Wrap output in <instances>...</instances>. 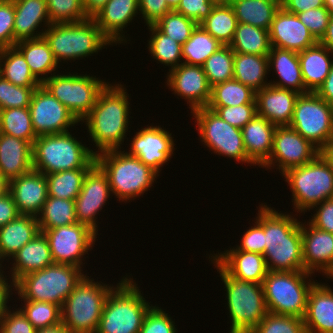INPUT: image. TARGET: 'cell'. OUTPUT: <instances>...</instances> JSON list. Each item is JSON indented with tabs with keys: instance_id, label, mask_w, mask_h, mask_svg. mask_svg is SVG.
<instances>
[{
	"instance_id": "cell-1",
	"label": "cell",
	"mask_w": 333,
	"mask_h": 333,
	"mask_svg": "<svg viewBox=\"0 0 333 333\" xmlns=\"http://www.w3.org/2000/svg\"><path fill=\"white\" fill-rule=\"evenodd\" d=\"M260 210V211H259ZM257 222L264 229V258L269 271H305L301 222L262 204Z\"/></svg>"
},
{
	"instance_id": "cell-2",
	"label": "cell",
	"mask_w": 333,
	"mask_h": 333,
	"mask_svg": "<svg viewBox=\"0 0 333 333\" xmlns=\"http://www.w3.org/2000/svg\"><path fill=\"white\" fill-rule=\"evenodd\" d=\"M124 87L108 84L99 93L96 103L86 120L88 133L98 150L119 149L128 130L129 102ZM123 141V142H122Z\"/></svg>"
},
{
	"instance_id": "cell-3",
	"label": "cell",
	"mask_w": 333,
	"mask_h": 333,
	"mask_svg": "<svg viewBox=\"0 0 333 333\" xmlns=\"http://www.w3.org/2000/svg\"><path fill=\"white\" fill-rule=\"evenodd\" d=\"M132 280V281H131ZM133 279L123 277L106 298L95 333H139L152 307Z\"/></svg>"
},
{
	"instance_id": "cell-4",
	"label": "cell",
	"mask_w": 333,
	"mask_h": 333,
	"mask_svg": "<svg viewBox=\"0 0 333 333\" xmlns=\"http://www.w3.org/2000/svg\"><path fill=\"white\" fill-rule=\"evenodd\" d=\"M33 169L45 175L65 170L92 168L96 152L70 132L40 135L33 143Z\"/></svg>"
},
{
	"instance_id": "cell-5",
	"label": "cell",
	"mask_w": 333,
	"mask_h": 333,
	"mask_svg": "<svg viewBox=\"0 0 333 333\" xmlns=\"http://www.w3.org/2000/svg\"><path fill=\"white\" fill-rule=\"evenodd\" d=\"M95 162L106 174L111 192L122 201L144 194L159 176L136 156L118 149L96 153Z\"/></svg>"
},
{
	"instance_id": "cell-6",
	"label": "cell",
	"mask_w": 333,
	"mask_h": 333,
	"mask_svg": "<svg viewBox=\"0 0 333 333\" xmlns=\"http://www.w3.org/2000/svg\"><path fill=\"white\" fill-rule=\"evenodd\" d=\"M81 268L53 263L25 274L13 285L23 300L50 302L60 307L84 277Z\"/></svg>"
},
{
	"instance_id": "cell-7",
	"label": "cell",
	"mask_w": 333,
	"mask_h": 333,
	"mask_svg": "<svg viewBox=\"0 0 333 333\" xmlns=\"http://www.w3.org/2000/svg\"><path fill=\"white\" fill-rule=\"evenodd\" d=\"M43 31L57 63L61 60H76L98 52L112 41L102 32L97 23L85 21L51 24Z\"/></svg>"
},
{
	"instance_id": "cell-8",
	"label": "cell",
	"mask_w": 333,
	"mask_h": 333,
	"mask_svg": "<svg viewBox=\"0 0 333 333\" xmlns=\"http://www.w3.org/2000/svg\"><path fill=\"white\" fill-rule=\"evenodd\" d=\"M89 279L87 274L61 306L62 324L71 333H95L103 307L113 286Z\"/></svg>"
},
{
	"instance_id": "cell-9",
	"label": "cell",
	"mask_w": 333,
	"mask_h": 333,
	"mask_svg": "<svg viewBox=\"0 0 333 333\" xmlns=\"http://www.w3.org/2000/svg\"><path fill=\"white\" fill-rule=\"evenodd\" d=\"M213 262L227 291L230 333H250L268 313L262 284L238 280Z\"/></svg>"
},
{
	"instance_id": "cell-10",
	"label": "cell",
	"mask_w": 333,
	"mask_h": 333,
	"mask_svg": "<svg viewBox=\"0 0 333 333\" xmlns=\"http://www.w3.org/2000/svg\"><path fill=\"white\" fill-rule=\"evenodd\" d=\"M311 274L307 271H268L262 283L268 312L303 319L309 291L315 284L306 281Z\"/></svg>"
},
{
	"instance_id": "cell-11",
	"label": "cell",
	"mask_w": 333,
	"mask_h": 333,
	"mask_svg": "<svg viewBox=\"0 0 333 333\" xmlns=\"http://www.w3.org/2000/svg\"><path fill=\"white\" fill-rule=\"evenodd\" d=\"M282 176L292 190L297 212L310 211L324 200L333 198V168L320 153L309 163L291 168Z\"/></svg>"
},
{
	"instance_id": "cell-12",
	"label": "cell",
	"mask_w": 333,
	"mask_h": 333,
	"mask_svg": "<svg viewBox=\"0 0 333 333\" xmlns=\"http://www.w3.org/2000/svg\"><path fill=\"white\" fill-rule=\"evenodd\" d=\"M41 85L57 98L80 122L90 113L106 82L89 75H55L45 77Z\"/></svg>"
},
{
	"instance_id": "cell-13",
	"label": "cell",
	"mask_w": 333,
	"mask_h": 333,
	"mask_svg": "<svg viewBox=\"0 0 333 333\" xmlns=\"http://www.w3.org/2000/svg\"><path fill=\"white\" fill-rule=\"evenodd\" d=\"M289 126L320 150L333 137V106L316 92L299 94Z\"/></svg>"
},
{
	"instance_id": "cell-14",
	"label": "cell",
	"mask_w": 333,
	"mask_h": 333,
	"mask_svg": "<svg viewBox=\"0 0 333 333\" xmlns=\"http://www.w3.org/2000/svg\"><path fill=\"white\" fill-rule=\"evenodd\" d=\"M191 113L196 118L200 139L210 150L238 162L254 164L247 157L241 129L230 125L208 107L195 109Z\"/></svg>"
},
{
	"instance_id": "cell-15",
	"label": "cell",
	"mask_w": 333,
	"mask_h": 333,
	"mask_svg": "<svg viewBox=\"0 0 333 333\" xmlns=\"http://www.w3.org/2000/svg\"><path fill=\"white\" fill-rule=\"evenodd\" d=\"M54 263L69 264L81 268L82 259L96 241V233L78 222L43 231ZM91 247V248H90Z\"/></svg>"
},
{
	"instance_id": "cell-16",
	"label": "cell",
	"mask_w": 333,
	"mask_h": 333,
	"mask_svg": "<svg viewBox=\"0 0 333 333\" xmlns=\"http://www.w3.org/2000/svg\"><path fill=\"white\" fill-rule=\"evenodd\" d=\"M319 153L320 150L295 129L276 126L271 155L262 167L268 168L278 162L277 166L284 174L291 168L309 163Z\"/></svg>"
},
{
	"instance_id": "cell-17",
	"label": "cell",
	"mask_w": 333,
	"mask_h": 333,
	"mask_svg": "<svg viewBox=\"0 0 333 333\" xmlns=\"http://www.w3.org/2000/svg\"><path fill=\"white\" fill-rule=\"evenodd\" d=\"M29 110L37 136L68 132L79 121L57 98L42 85L33 92Z\"/></svg>"
},
{
	"instance_id": "cell-18",
	"label": "cell",
	"mask_w": 333,
	"mask_h": 333,
	"mask_svg": "<svg viewBox=\"0 0 333 333\" xmlns=\"http://www.w3.org/2000/svg\"><path fill=\"white\" fill-rule=\"evenodd\" d=\"M110 185L106 174L95 164L86 174L80 193L75 199V215L79 224L86 225L95 233L96 217L110 195ZM97 213V214H96Z\"/></svg>"
},
{
	"instance_id": "cell-19",
	"label": "cell",
	"mask_w": 333,
	"mask_h": 333,
	"mask_svg": "<svg viewBox=\"0 0 333 333\" xmlns=\"http://www.w3.org/2000/svg\"><path fill=\"white\" fill-rule=\"evenodd\" d=\"M129 155L136 156L142 163L159 173L160 167L173 154L174 142L171 134L159 126H147L136 132L131 142Z\"/></svg>"
},
{
	"instance_id": "cell-20",
	"label": "cell",
	"mask_w": 333,
	"mask_h": 333,
	"mask_svg": "<svg viewBox=\"0 0 333 333\" xmlns=\"http://www.w3.org/2000/svg\"><path fill=\"white\" fill-rule=\"evenodd\" d=\"M167 85L175 94L185 97L191 112L207 107L211 98V89L202 66L181 63L175 69L169 70Z\"/></svg>"
},
{
	"instance_id": "cell-21",
	"label": "cell",
	"mask_w": 333,
	"mask_h": 333,
	"mask_svg": "<svg viewBox=\"0 0 333 333\" xmlns=\"http://www.w3.org/2000/svg\"><path fill=\"white\" fill-rule=\"evenodd\" d=\"M271 47L300 52L315 45L318 41L302 24L297 14H292L282 7L276 12L269 29Z\"/></svg>"
},
{
	"instance_id": "cell-22",
	"label": "cell",
	"mask_w": 333,
	"mask_h": 333,
	"mask_svg": "<svg viewBox=\"0 0 333 333\" xmlns=\"http://www.w3.org/2000/svg\"><path fill=\"white\" fill-rule=\"evenodd\" d=\"M307 225L309 229L301 223L304 270L309 273L319 270L333 279V233Z\"/></svg>"
},
{
	"instance_id": "cell-23",
	"label": "cell",
	"mask_w": 333,
	"mask_h": 333,
	"mask_svg": "<svg viewBox=\"0 0 333 333\" xmlns=\"http://www.w3.org/2000/svg\"><path fill=\"white\" fill-rule=\"evenodd\" d=\"M9 192L20 214L37 217L48 198L46 175L33 169L10 180Z\"/></svg>"
},
{
	"instance_id": "cell-24",
	"label": "cell",
	"mask_w": 333,
	"mask_h": 333,
	"mask_svg": "<svg viewBox=\"0 0 333 333\" xmlns=\"http://www.w3.org/2000/svg\"><path fill=\"white\" fill-rule=\"evenodd\" d=\"M299 93L268 85L256 92L257 115L275 126H289Z\"/></svg>"
},
{
	"instance_id": "cell-25",
	"label": "cell",
	"mask_w": 333,
	"mask_h": 333,
	"mask_svg": "<svg viewBox=\"0 0 333 333\" xmlns=\"http://www.w3.org/2000/svg\"><path fill=\"white\" fill-rule=\"evenodd\" d=\"M213 260L230 276L241 281L262 284L269 271L262 254L245 252L235 248L219 255H214Z\"/></svg>"
},
{
	"instance_id": "cell-26",
	"label": "cell",
	"mask_w": 333,
	"mask_h": 333,
	"mask_svg": "<svg viewBox=\"0 0 333 333\" xmlns=\"http://www.w3.org/2000/svg\"><path fill=\"white\" fill-rule=\"evenodd\" d=\"M33 145L0 133V174L8 181L33 170Z\"/></svg>"
},
{
	"instance_id": "cell-27",
	"label": "cell",
	"mask_w": 333,
	"mask_h": 333,
	"mask_svg": "<svg viewBox=\"0 0 333 333\" xmlns=\"http://www.w3.org/2000/svg\"><path fill=\"white\" fill-rule=\"evenodd\" d=\"M306 333H333V290L315 283L310 289L304 316Z\"/></svg>"
},
{
	"instance_id": "cell-28",
	"label": "cell",
	"mask_w": 333,
	"mask_h": 333,
	"mask_svg": "<svg viewBox=\"0 0 333 333\" xmlns=\"http://www.w3.org/2000/svg\"><path fill=\"white\" fill-rule=\"evenodd\" d=\"M138 10L139 0H109L92 19L112 43H121L125 37L120 32H123Z\"/></svg>"
},
{
	"instance_id": "cell-29",
	"label": "cell",
	"mask_w": 333,
	"mask_h": 333,
	"mask_svg": "<svg viewBox=\"0 0 333 333\" xmlns=\"http://www.w3.org/2000/svg\"><path fill=\"white\" fill-rule=\"evenodd\" d=\"M276 126L255 115L241 130L247 157L262 166L270 157Z\"/></svg>"
},
{
	"instance_id": "cell-30",
	"label": "cell",
	"mask_w": 333,
	"mask_h": 333,
	"mask_svg": "<svg viewBox=\"0 0 333 333\" xmlns=\"http://www.w3.org/2000/svg\"><path fill=\"white\" fill-rule=\"evenodd\" d=\"M15 7L14 18V45L20 41L43 37L35 30L46 22L51 25L47 11L46 0H13ZM45 20V21H44Z\"/></svg>"
},
{
	"instance_id": "cell-31",
	"label": "cell",
	"mask_w": 333,
	"mask_h": 333,
	"mask_svg": "<svg viewBox=\"0 0 333 333\" xmlns=\"http://www.w3.org/2000/svg\"><path fill=\"white\" fill-rule=\"evenodd\" d=\"M12 259L15 260L12 264L14 267L11 268L12 285L25 274L44 269L54 263L49 242L43 232L26 243Z\"/></svg>"
},
{
	"instance_id": "cell-32",
	"label": "cell",
	"mask_w": 333,
	"mask_h": 333,
	"mask_svg": "<svg viewBox=\"0 0 333 333\" xmlns=\"http://www.w3.org/2000/svg\"><path fill=\"white\" fill-rule=\"evenodd\" d=\"M332 53L320 42L298 52L302 79L308 92H316L328 76L333 60Z\"/></svg>"
},
{
	"instance_id": "cell-33",
	"label": "cell",
	"mask_w": 333,
	"mask_h": 333,
	"mask_svg": "<svg viewBox=\"0 0 333 333\" xmlns=\"http://www.w3.org/2000/svg\"><path fill=\"white\" fill-rule=\"evenodd\" d=\"M268 59L269 67H273L280 78V81L270 82V85L281 89H290L299 94L308 93L302 79L298 52L271 47Z\"/></svg>"
},
{
	"instance_id": "cell-34",
	"label": "cell",
	"mask_w": 333,
	"mask_h": 333,
	"mask_svg": "<svg viewBox=\"0 0 333 333\" xmlns=\"http://www.w3.org/2000/svg\"><path fill=\"white\" fill-rule=\"evenodd\" d=\"M38 233H40L38 219L32 215L20 214L2 226L0 228V260L13 257Z\"/></svg>"
},
{
	"instance_id": "cell-35",
	"label": "cell",
	"mask_w": 333,
	"mask_h": 333,
	"mask_svg": "<svg viewBox=\"0 0 333 333\" xmlns=\"http://www.w3.org/2000/svg\"><path fill=\"white\" fill-rule=\"evenodd\" d=\"M238 23L269 31L276 12L281 7V0H230Z\"/></svg>"
},
{
	"instance_id": "cell-36",
	"label": "cell",
	"mask_w": 333,
	"mask_h": 333,
	"mask_svg": "<svg viewBox=\"0 0 333 333\" xmlns=\"http://www.w3.org/2000/svg\"><path fill=\"white\" fill-rule=\"evenodd\" d=\"M268 56L256 54L234 53V74L233 79L257 92L270 83H266L264 78L268 71Z\"/></svg>"
},
{
	"instance_id": "cell-37",
	"label": "cell",
	"mask_w": 333,
	"mask_h": 333,
	"mask_svg": "<svg viewBox=\"0 0 333 333\" xmlns=\"http://www.w3.org/2000/svg\"><path fill=\"white\" fill-rule=\"evenodd\" d=\"M14 47L24 56L30 71L40 83L45 80L44 76L40 77V75L49 74L58 67V63L44 37L20 41Z\"/></svg>"
},
{
	"instance_id": "cell-38",
	"label": "cell",
	"mask_w": 333,
	"mask_h": 333,
	"mask_svg": "<svg viewBox=\"0 0 333 333\" xmlns=\"http://www.w3.org/2000/svg\"><path fill=\"white\" fill-rule=\"evenodd\" d=\"M0 75L17 86H41V83L30 71L24 56L15 47L0 50Z\"/></svg>"
},
{
	"instance_id": "cell-39",
	"label": "cell",
	"mask_w": 333,
	"mask_h": 333,
	"mask_svg": "<svg viewBox=\"0 0 333 333\" xmlns=\"http://www.w3.org/2000/svg\"><path fill=\"white\" fill-rule=\"evenodd\" d=\"M237 18L229 2H217L199 25L222 45H229L237 27Z\"/></svg>"
},
{
	"instance_id": "cell-40",
	"label": "cell",
	"mask_w": 333,
	"mask_h": 333,
	"mask_svg": "<svg viewBox=\"0 0 333 333\" xmlns=\"http://www.w3.org/2000/svg\"><path fill=\"white\" fill-rule=\"evenodd\" d=\"M229 46L234 53L268 56L271 49L269 31L250 24L238 23Z\"/></svg>"
},
{
	"instance_id": "cell-41",
	"label": "cell",
	"mask_w": 333,
	"mask_h": 333,
	"mask_svg": "<svg viewBox=\"0 0 333 333\" xmlns=\"http://www.w3.org/2000/svg\"><path fill=\"white\" fill-rule=\"evenodd\" d=\"M40 213L37 216L40 232L77 223L75 200L48 196Z\"/></svg>"
},
{
	"instance_id": "cell-42",
	"label": "cell",
	"mask_w": 333,
	"mask_h": 333,
	"mask_svg": "<svg viewBox=\"0 0 333 333\" xmlns=\"http://www.w3.org/2000/svg\"><path fill=\"white\" fill-rule=\"evenodd\" d=\"M223 45L211 36L199 24L193 30L191 37L182 45L184 64L203 66L205 61Z\"/></svg>"
},
{
	"instance_id": "cell-43",
	"label": "cell",
	"mask_w": 333,
	"mask_h": 333,
	"mask_svg": "<svg viewBox=\"0 0 333 333\" xmlns=\"http://www.w3.org/2000/svg\"><path fill=\"white\" fill-rule=\"evenodd\" d=\"M90 169L79 168L47 174L48 196L75 200Z\"/></svg>"
},
{
	"instance_id": "cell-44",
	"label": "cell",
	"mask_w": 333,
	"mask_h": 333,
	"mask_svg": "<svg viewBox=\"0 0 333 333\" xmlns=\"http://www.w3.org/2000/svg\"><path fill=\"white\" fill-rule=\"evenodd\" d=\"M256 92L231 79L216 84L211 89V98L207 106H239L243 104H256Z\"/></svg>"
},
{
	"instance_id": "cell-45",
	"label": "cell",
	"mask_w": 333,
	"mask_h": 333,
	"mask_svg": "<svg viewBox=\"0 0 333 333\" xmlns=\"http://www.w3.org/2000/svg\"><path fill=\"white\" fill-rule=\"evenodd\" d=\"M0 133L29 141L38 137L32 126L29 107L0 110Z\"/></svg>"
},
{
	"instance_id": "cell-46",
	"label": "cell",
	"mask_w": 333,
	"mask_h": 333,
	"mask_svg": "<svg viewBox=\"0 0 333 333\" xmlns=\"http://www.w3.org/2000/svg\"><path fill=\"white\" fill-rule=\"evenodd\" d=\"M211 87L233 79L234 52L229 45H223L205 61L202 66Z\"/></svg>"
},
{
	"instance_id": "cell-47",
	"label": "cell",
	"mask_w": 333,
	"mask_h": 333,
	"mask_svg": "<svg viewBox=\"0 0 333 333\" xmlns=\"http://www.w3.org/2000/svg\"><path fill=\"white\" fill-rule=\"evenodd\" d=\"M152 32L149 40V51L154 59L162 64L171 66V69L178 67L182 59V45L165 34L161 33L154 25L148 26Z\"/></svg>"
},
{
	"instance_id": "cell-48",
	"label": "cell",
	"mask_w": 333,
	"mask_h": 333,
	"mask_svg": "<svg viewBox=\"0 0 333 333\" xmlns=\"http://www.w3.org/2000/svg\"><path fill=\"white\" fill-rule=\"evenodd\" d=\"M20 308L27 320L36 328H48L59 325L61 320V307L50 302L24 300Z\"/></svg>"
},
{
	"instance_id": "cell-49",
	"label": "cell",
	"mask_w": 333,
	"mask_h": 333,
	"mask_svg": "<svg viewBox=\"0 0 333 333\" xmlns=\"http://www.w3.org/2000/svg\"><path fill=\"white\" fill-rule=\"evenodd\" d=\"M198 24L183 14L171 10L165 14L154 26L172 40L183 45Z\"/></svg>"
},
{
	"instance_id": "cell-50",
	"label": "cell",
	"mask_w": 333,
	"mask_h": 333,
	"mask_svg": "<svg viewBox=\"0 0 333 333\" xmlns=\"http://www.w3.org/2000/svg\"><path fill=\"white\" fill-rule=\"evenodd\" d=\"M51 24L76 23L88 19L82 0H46Z\"/></svg>"
},
{
	"instance_id": "cell-51",
	"label": "cell",
	"mask_w": 333,
	"mask_h": 333,
	"mask_svg": "<svg viewBox=\"0 0 333 333\" xmlns=\"http://www.w3.org/2000/svg\"><path fill=\"white\" fill-rule=\"evenodd\" d=\"M250 333H306L304 319L268 312Z\"/></svg>"
},
{
	"instance_id": "cell-52",
	"label": "cell",
	"mask_w": 333,
	"mask_h": 333,
	"mask_svg": "<svg viewBox=\"0 0 333 333\" xmlns=\"http://www.w3.org/2000/svg\"><path fill=\"white\" fill-rule=\"evenodd\" d=\"M36 88L14 85L0 75V110L29 107Z\"/></svg>"
},
{
	"instance_id": "cell-53",
	"label": "cell",
	"mask_w": 333,
	"mask_h": 333,
	"mask_svg": "<svg viewBox=\"0 0 333 333\" xmlns=\"http://www.w3.org/2000/svg\"><path fill=\"white\" fill-rule=\"evenodd\" d=\"M207 107L214 110L221 119L239 129H242L257 114L256 104Z\"/></svg>"
},
{
	"instance_id": "cell-54",
	"label": "cell",
	"mask_w": 333,
	"mask_h": 333,
	"mask_svg": "<svg viewBox=\"0 0 333 333\" xmlns=\"http://www.w3.org/2000/svg\"><path fill=\"white\" fill-rule=\"evenodd\" d=\"M297 16L319 42L325 35L332 14L325 7H320L298 13Z\"/></svg>"
},
{
	"instance_id": "cell-55",
	"label": "cell",
	"mask_w": 333,
	"mask_h": 333,
	"mask_svg": "<svg viewBox=\"0 0 333 333\" xmlns=\"http://www.w3.org/2000/svg\"><path fill=\"white\" fill-rule=\"evenodd\" d=\"M174 324L168 313L155 305L147 312L139 333H176Z\"/></svg>"
},
{
	"instance_id": "cell-56",
	"label": "cell",
	"mask_w": 333,
	"mask_h": 333,
	"mask_svg": "<svg viewBox=\"0 0 333 333\" xmlns=\"http://www.w3.org/2000/svg\"><path fill=\"white\" fill-rule=\"evenodd\" d=\"M14 18L13 0H0V50L14 47Z\"/></svg>"
},
{
	"instance_id": "cell-57",
	"label": "cell",
	"mask_w": 333,
	"mask_h": 333,
	"mask_svg": "<svg viewBox=\"0 0 333 333\" xmlns=\"http://www.w3.org/2000/svg\"><path fill=\"white\" fill-rule=\"evenodd\" d=\"M0 333H36V328L19 308L13 313L7 308L0 315Z\"/></svg>"
},
{
	"instance_id": "cell-58",
	"label": "cell",
	"mask_w": 333,
	"mask_h": 333,
	"mask_svg": "<svg viewBox=\"0 0 333 333\" xmlns=\"http://www.w3.org/2000/svg\"><path fill=\"white\" fill-rule=\"evenodd\" d=\"M216 3V0H181L175 11L200 24L208 17Z\"/></svg>"
},
{
	"instance_id": "cell-59",
	"label": "cell",
	"mask_w": 333,
	"mask_h": 333,
	"mask_svg": "<svg viewBox=\"0 0 333 333\" xmlns=\"http://www.w3.org/2000/svg\"><path fill=\"white\" fill-rule=\"evenodd\" d=\"M241 241L242 242L237 246L236 250L264 255V229L257 221L255 222L254 227H251L245 232Z\"/></svg>"
},
{
	"instance_id": "cell-60",
	"label": "cell",
	"mask_w": 333,
	"mask_h": 333,
	"mask_svg": "<svg viewBox=\"0 0 333 333\" xmlns=\"http://www.w3.org/2000/svg\"><path fill=\"white\" fill-rule=\"evenodd\" d=\"M139 11L148 26L155 25L171 11L165 0H139Z\"/></svg>"
},
{
	"instance_id": "cell-61",
	"label": "cell",
	"mask_w": 333,
	"mask_h": 333,
	"mask_svg": "<svg viewBox=\"0 0 333 333\" xmlns=\"http://www.w3.org/2000/svg\"><path fill=\"white\" fill-rule=\"evenodd\" d=\"M317 205L320 206L317 207L309 223L317 229L333 233V198L326 199Z\"/></svg>"
},
{
	"instance_id": "cell-62",
	"label": "cell",
	"mask_w": 333,
	"mask_h": 333,
	"mask_svg": "<svg viewBox=\"0 0 333 333\" xmlns=\"http://www.w3.org/2000/svg\"><path fill=\"white\" fill-rule=\"evenodd\" d=\"M20 215L10 192L0 197V228Z\"/></svg>"
},
{
	"instance_id": "cell-63",
	"label": "cell",
	"mask_w": 333,
	"mask_h": 333,
	"mask_svg": "<svg viewBox=\"0 0 333 333\" xmlns=\"http://www.w3.org/2000/svg\"><path fill=\"white\" fill-rule=\"evenodd\" d=\"M281 7L289 13L298 14L309 9L324 7V0H281Z\"/></svg>"
},
{
	"instance_id": "cell-64",
	"label": "cell",
	"mask_w": 333,
	"mask_h": 333,
	"mask_svg": "<svg viewBox=\"0 0 333 333\" xmlns=\"http://www.w3.org/2000/svg\"><path fill=\"white\" fill-rule=\"evenodd\" d=\"M316 93L333 106V65L328 76L324 80L323 84L318 88Z\"/></svg>"
},
{
	"instance_id": "cell-65",
	"label": "cell",
	"mask_w": 333,
	"mask_h": 333,
	"mask_svg": "<svg viewBox=\"0 0 333 333\" xmlns=\"http://www.w3.org/2000/svg\"><path fill=\"white\" fill-rule=\"evenodd\" d=\"M1 264H0V268H1ZM7 278H4V275L1 273V269H0V315L8 308L7 307V301L8 298L10 297V291L12 289H10V285H8L9 283H7L8 281H6Z\"/></svg>"
},
{
	"instance_id": "cell-66",
	"label": "cell",
	"mask_w": 333,
	"mask_h": 333,
	"mask_svg": "<svg viewBox=\"0 0 333 333\" xmlns=\"http://www.w3.org/2000/svg\"><path fill=\"white\" fill-rule=\"evenodd\" d=\"M109 0H82L84 12L88 18H93Z\"/></svg>"
},
{
	"instance_id": "cell-67",
	"label": "cell",
	"mask_w": 333,
	"mask_h": 333,
	"mask_svg": "<svg viewBox=\"0 0 333 333\" xmlns=\"http://www.w3.org/2000/svg\"><path fill=\"white\" fill-rule=\"evenodd\" d=\"M319 42L333 54V14L330 18L325 35Z\"/></svg>"
},
{
	"instance_id": "cell-68",
	"label": "cell",
	"mask_w": 333,
	"mask_h": 333,
	"mask_svg": "<svg viewBox=\"0 0 333 333\" xmlns=\"http://www.w3.org/2000/svg\"><path fill=\"white\" fill-rule=\"evenodd\" d=\"M320 154L333 168V137L320 149Z\"/></svg>"
},
{
	"instance_id": "cell-69",
	"label": "cell",
	"mask_w": 333,
	"mask_h": 333,
	"mask_svg": "<svg viewBox=\"0 0 333 333\" xmlns=\"http://www.w3.org/2000/svg\"><path fill=\"white\" fill-rule=\"evenodd\" d=\"M36 333H71L62 323L56 326L36 329Z\"/></svg>"
},
{
	"instance_id": "cell-70",
	"label": "cell",
	"mask_w": 333,
	"mask_h": 333,
	"mask_svg": "<svg viewBox=\"0 0 333 333\" xmlns=\"http://www.w3.org/2000/svg\"><path fill=\"white\" fill-rule=\"evenodd\" d=\"M9 192V181L0 174V197Z\"/></svg>"
},
{
	"instance_id": "cell-71",
	"label": "cell",
	"mask_w": 333,
	"mask_h": 333,
	"mask_svg": "<svg viewBox=\"0 0 333 333\" xmlns=\"http://www.w3.org/2000/svg\"><path fill=\"white\" fill-rule=\"evenodd\" d=\"M181 0H165V2L167 3L168 7L171 10H175L177 8V6L179 5Z\"/></svg>"
},
{
	"instance_id": "cell-72",
	"label": "cell",
	"mask_w": 333,
	"mask_h": 333,
	"mask_svg": "<svg viewBox=\"0 0 333 333\" xmlns=\"http://www.w3.org/2000/svg\"><path fill=\"white\" fill-rule=\"evenodd\" d=\"M324 7L333 14V0H324Z\"/></svg>"
},
{
	"instance_id": "cell-73",
	"label": "cell",
	"mask_w": 333,
	"mask_h": 333,
	"mask_svg": "<svg viewBox=\"0 0 333 333\" xmlns=\"http://www.w3.org/2000/svg\"><path fill=\"white\" fill-rule=\"evenodd\" d=\"M217 2H229L230 0H216Z\"/></svg>"
}]
</instances>
